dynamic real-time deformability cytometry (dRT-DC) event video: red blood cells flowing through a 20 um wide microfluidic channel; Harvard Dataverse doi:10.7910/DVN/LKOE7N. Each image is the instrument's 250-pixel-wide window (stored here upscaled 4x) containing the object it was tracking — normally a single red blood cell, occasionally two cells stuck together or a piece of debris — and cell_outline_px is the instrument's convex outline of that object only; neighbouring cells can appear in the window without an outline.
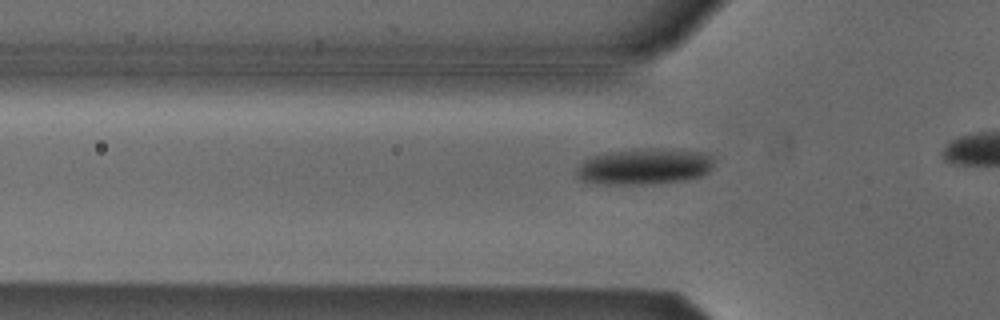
{"species": "Egyptian fruit bat (a non-hibernating species)", "species_latin": "Rousettus aegyptiacus", "temperature_condition": "cold", "stored_images_in_passage": 8, "camera_frame_rate_fps": 3000, "um_per_image_px": 0.085, "animal": {"sex": "male"}, "frame": {"image": 1, "passage_image": 2, "time_ms": 0.333, "image_size_px": [1000, 320], "cell_outline_px": [[712, 168], [708, 172], [700, 176], [684, 180], [652, 184], [596, 184], [580, 180], [576, 176], [576, 168], [584, 160], [592, 156], [608, 152], [636, 148], [672, 148], [700, 152], [712, 156]], "centroid_in_image_um": [54.74, 14.14], "position_along_channel_um": 71.1, "area_um2": 29.3}}
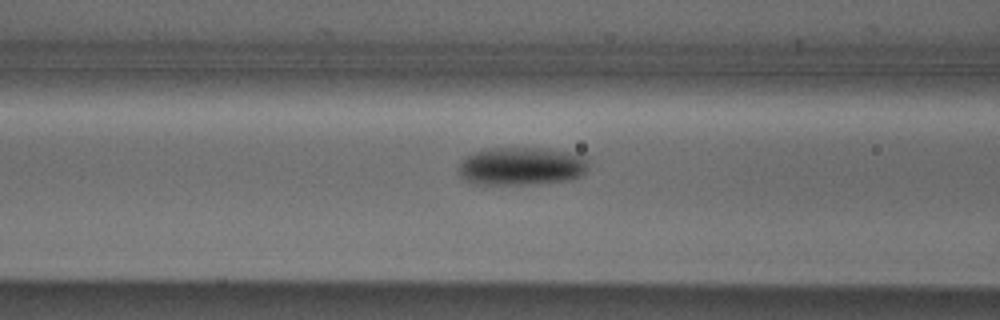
{"frame": {"image": 2, "passage_image": 6, "time_ms": 1.667, "image_size_px": [1000, 320], "cell_outline_px": [[588, 172], [572, 180], [536, 184], [472, 184], [464, 180], [460, 176], [456, 168], [468, 156], [476, 152], [492, 148], [544, 148], [568, 152], [588, 156]], "centroid_in_image_um": [44.38, 14.14], "position_along_channel_um": 122.2, "area_um2": 29.25}}